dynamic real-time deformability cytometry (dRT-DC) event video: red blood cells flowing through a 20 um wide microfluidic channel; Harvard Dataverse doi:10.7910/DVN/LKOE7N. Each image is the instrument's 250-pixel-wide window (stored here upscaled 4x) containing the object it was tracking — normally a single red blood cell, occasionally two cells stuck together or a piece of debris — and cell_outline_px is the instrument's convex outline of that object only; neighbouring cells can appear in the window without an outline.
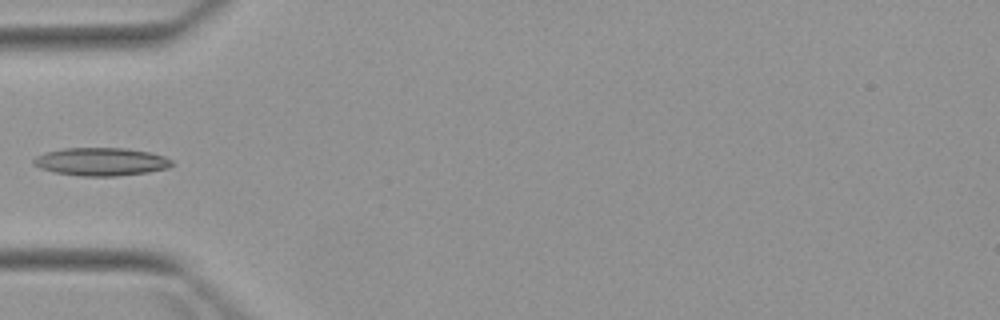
{"species": "Egyptian fruit bat (a non-hibernating species)", "species_latin": "Rousettus aegyptiacus", "temperature_condition": "warm", "stored_images_in_passage": 6, "camera_frame_rate_fps": 3000, "um_per_image_px": 0.085, "animal": {"sex": "female"}, "frame": {"image": 1, "passage_image": 5, "time_ms": 5.0, "image_size_px": [1000, 320], "cell_outline_px": [[176, 164], [168, 168], [148, 172], [116, 176], [80, 176], [56, 172], [40, 168], [32, 164], [32, 160], [36, 156], [44, 152], [64, 148], [124, 148], [148, 152], [164, 156], [172, 160]], "centroid_in_image_um": [8.59, 13.74], "position_along_channel_um": 76.4, "area_um2": 22.66}}
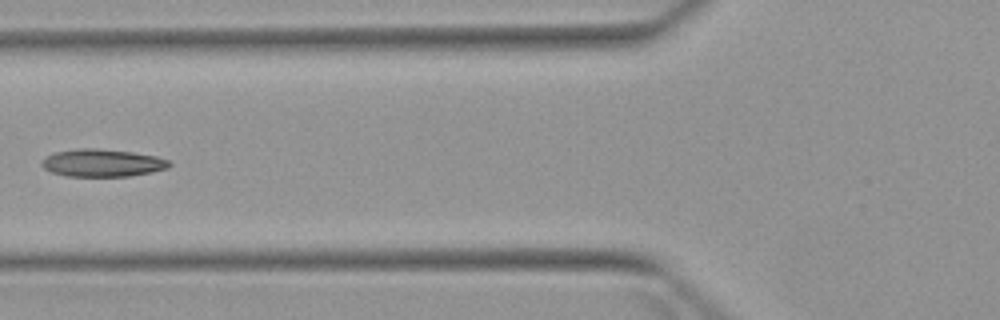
{"frame": {"image": 2, "passage_image": 6, "time_ms": 6.0, "image_size_px": [1000, 320], "cell_outline_px": [[172, 164], [168, 168], [152, 172], [128, 176], [64, 176], [52, 172], [44, 168], [40, 164], [40, 160], [56, 152], [76, 148], [96, 148], [132, 152], [156, 156], [168, 160]], "centroid_in_image_um": [8.69, 13.84], "position_along_channel_um": 117.1, "area_um2": 20.52}}